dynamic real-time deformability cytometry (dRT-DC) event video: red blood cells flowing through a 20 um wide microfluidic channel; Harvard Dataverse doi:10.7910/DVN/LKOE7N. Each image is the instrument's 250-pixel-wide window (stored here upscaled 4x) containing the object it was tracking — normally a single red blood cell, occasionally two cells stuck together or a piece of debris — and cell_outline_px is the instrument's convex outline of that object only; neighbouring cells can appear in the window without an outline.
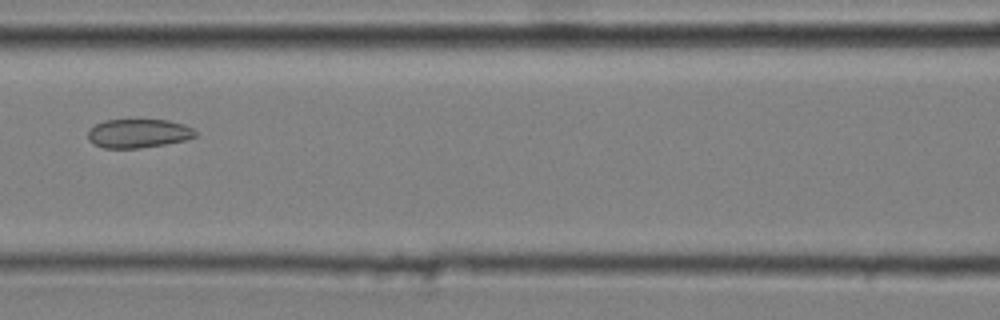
{"species": "common noctule bat (a hibernating species)", "species_latin": "Nyctalus noctula", "temperature_condition": "cold", "stored_images_in_passage": 13, "camera_frame_rate_fps": 3000, "um_per_image_px": 0.085, "animal": {"sex": "male", "body_mass_g": 20.4}, "frame": {"image": 1, "passage_image": 6, "time_ms": 1.667, "image_size_px": [1000, 320], "cell_outline_px": [[196, 136], [184, 140], [164, 144], [140, 148], [104, 148], [92, 144], [88, 140], [88, 128], [104, 120], [168, 120], [184, 124], [192, 128], [196, 132]], "centroid_in_image_um": [11.71, 11.34], "position_along_channel_um": 154.9, "area_um2": 18.09}}
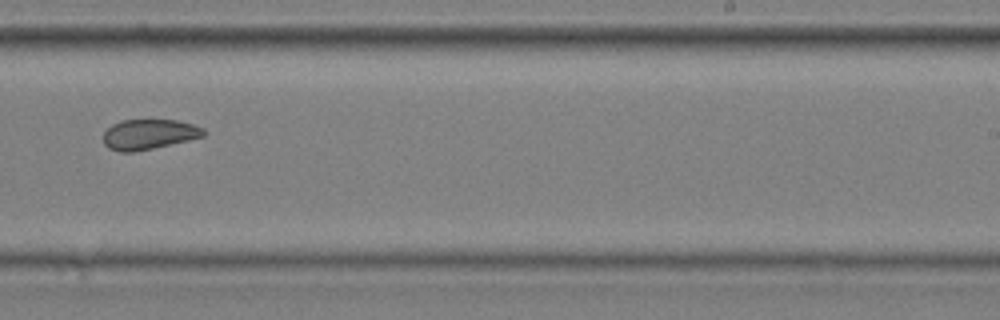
{"frame": {"image": 2, "passage_image": 9, "time_ms": 2.667, "image_size_px": [1000, 320], "cell_outline_px": [[208, 132], [204, 136], [188, 140], [136, 152], [120, 152], [108, 148], [104, 144], [104, 132], [112, 124], [120, 120], [176, 120], [192, 124], [204, 128]], "centroid_in_image_um": [12.66, 11.42], "position_along_channel_um": 276.3, "area_um2": 17.69}}
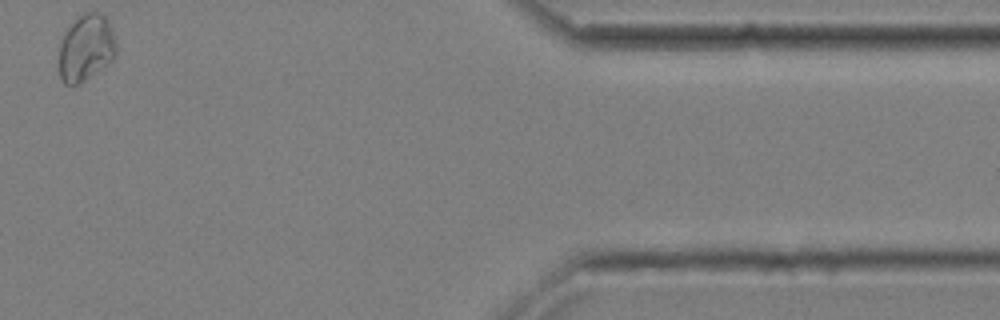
{"frame": {"image": 3, "passage_image": 13, "time_ms": 4.0, "image_size_px": [1000, 320], "cell_outline_px": [[116, 56], [112, 60], [84, 80], [76, 84], [64, 84], [60, 80], [60, 40], [64, 32], [84, 12], [96, 12], [104, 16], [108, 20], [116, 44]], "centroid_in_image_um": [7.3, 4.06], "position_along_channel_um": 404.1, "area_um2": 21.79}}